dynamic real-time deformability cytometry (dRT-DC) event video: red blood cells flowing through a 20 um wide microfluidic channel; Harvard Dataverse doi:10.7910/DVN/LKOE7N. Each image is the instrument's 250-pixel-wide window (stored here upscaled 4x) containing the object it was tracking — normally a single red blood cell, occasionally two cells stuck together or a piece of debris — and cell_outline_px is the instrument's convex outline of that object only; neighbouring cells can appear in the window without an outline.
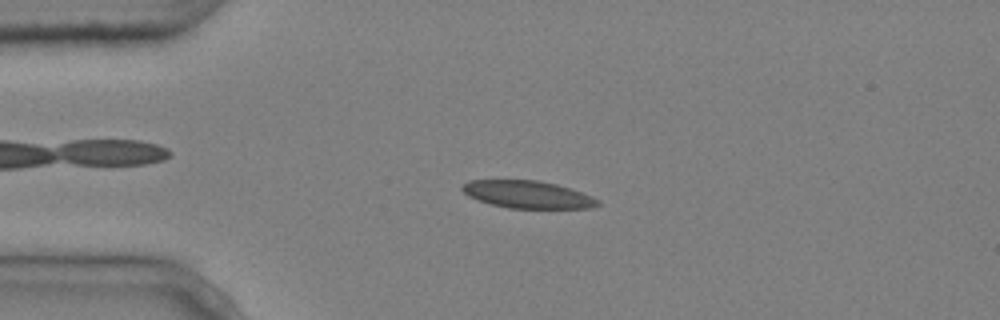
{"species": "common noctule bat (a hibernating species)", "species_latin": "Nyctalus noctula", "temperature_condition": "cold", "stored_images_in_passage": 2, "camera_frame_rate_fps": 3000, "um_per_image_px": 0.085, "animal": {"sex": "male", "body_mass_g": 20.4}, "frame": {"image": 1, "passage_image": 2, "time_ms": 0.333, "image_size_px": [1000, 320], "cell_outline_px": [[600, 204], [592, 208], [508, 208], [492, 204], [468, 196], [460, 188], [468, 180], [540, 180], [556, 184], [592, 196], [600, 200]], "centroid_in_image_um": [44.86, 16.53], "position_along_channel_um": 40.1, "area_um2": 21.56}}